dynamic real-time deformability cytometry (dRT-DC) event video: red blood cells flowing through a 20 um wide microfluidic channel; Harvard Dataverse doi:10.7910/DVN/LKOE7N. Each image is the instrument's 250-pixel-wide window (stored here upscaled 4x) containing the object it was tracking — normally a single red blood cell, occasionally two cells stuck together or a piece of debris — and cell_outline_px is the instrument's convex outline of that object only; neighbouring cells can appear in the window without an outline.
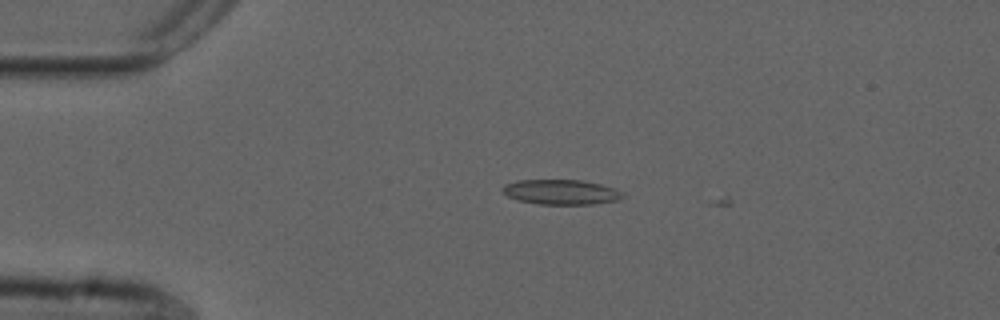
{"species": "common noctule bat (a hibernating species)", "species_latin": "Nyctalus noctula", "temperature_condition": "cold", "stored_images_in_passage": 2, "camera_frame_rate_fps": 3000, "um_per_image_px": 0.085, "animal": {"sex": "male", "forearm_length_mm": 52.5}, "frame": {"image": 1, "passage_image": 1, "time_ms": 0.0, "image_size_px": [1000, 320], "cell_outline_px": [[624, 196], [616, 200], [592, 204], [540, 204], [516, 200], [508, 196], [500, 188], [504, 184], [516, 180], [580, 180], [600, 184], [612, 188], [620, 192]], "centroid_in_image_um": [47.61, 16.32], "position_along_channel_um": 37.4, "area_um2": 17.28}}